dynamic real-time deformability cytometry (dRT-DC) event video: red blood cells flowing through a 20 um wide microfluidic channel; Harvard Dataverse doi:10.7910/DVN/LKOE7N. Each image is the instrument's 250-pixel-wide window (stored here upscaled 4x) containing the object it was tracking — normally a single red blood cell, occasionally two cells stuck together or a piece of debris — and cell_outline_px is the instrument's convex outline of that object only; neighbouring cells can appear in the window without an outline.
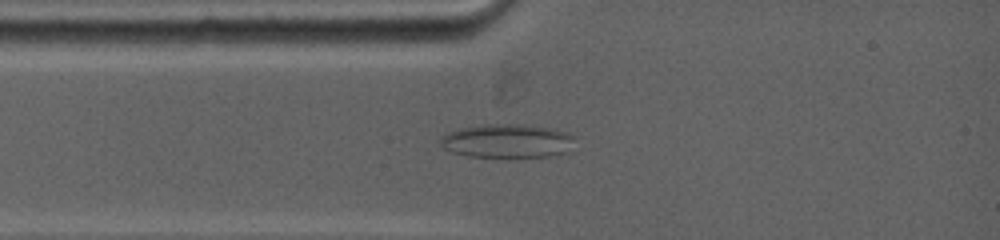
{"species": "common noctule bat (a hibernating species)", "species_latin": "Nyctalus noctula", "temperature_condition": "warm", "stored_images_in_passage": 5, "camera_frame_rate_fps": 5000, "um_per_image_px": 0.085, "animal": {"sex": "female", "body_mass_g": 19.0, "forearm_length_mm": 53.3}, "frame": {"image": 1, "passage_image": 4, "time_ms": 1.6, "image_size_px": [1000, 240], "cell_outline_px": [[576, 136], [568, 152], [548, 156], [468, 156], [452, 152], [444, 148], [440, 144], [440, 136], [448, 132], [460, 128], [492, 124], [524, 124], [548, 128], [568, 132]], "centroid_in_image_um": [43.12, 11.97], "position_along_channel_um": 41.9, "area_um2": 26.24}}